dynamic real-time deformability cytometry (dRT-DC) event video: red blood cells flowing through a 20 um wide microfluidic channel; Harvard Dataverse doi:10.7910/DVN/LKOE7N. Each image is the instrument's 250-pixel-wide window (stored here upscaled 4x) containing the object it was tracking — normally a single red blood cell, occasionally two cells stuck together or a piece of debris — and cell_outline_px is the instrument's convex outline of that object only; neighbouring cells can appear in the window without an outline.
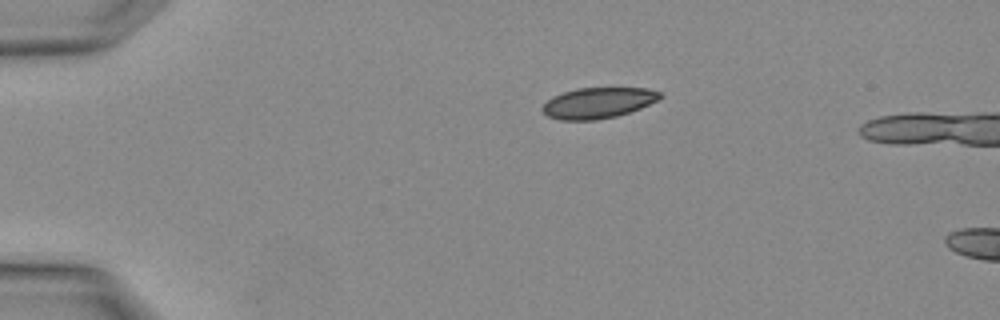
{"species": "Egyptian fruit bat (a non-hibernating species)", "species_latin": "Rousettus aegyptiacus", "temperature_condition": "warm", "stored_images_in_passage": 2, "camera_frame_rate_fps": 3000, "um_per_image_px": 0.085, "animal": {"sex": "female"}, "frame": {"image": 1, "passage_image": 1, "time_ms": 0.0, "image_size_px": [1000, 320], "cell_outline_px": [[664, 96], [640, 108], [616, 116], [596, 120], [560, 120], [548, 116], [540, 108], [552, 96], [564, 92], [580, 88], [648, 88], [660, 92]], "centroid_in_image_um": [50.82, 8.74], "position_along_channel_um": 34.2, "area_um2": 20.92}}